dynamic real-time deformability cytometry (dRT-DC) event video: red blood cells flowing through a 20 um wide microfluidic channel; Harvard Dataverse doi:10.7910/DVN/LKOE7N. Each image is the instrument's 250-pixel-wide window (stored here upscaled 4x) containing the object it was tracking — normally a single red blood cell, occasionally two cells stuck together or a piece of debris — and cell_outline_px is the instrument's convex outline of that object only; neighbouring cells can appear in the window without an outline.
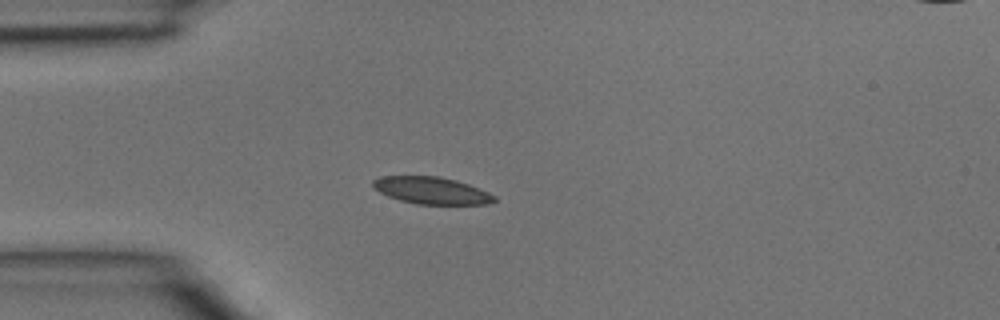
{"species": "common noctule bat (a hibernating species)", "species_latin": "Nyctalus noctula", "temperature_condition": "room temperature", "stored_images_in_passage": 1, "camera_frame_rate_fps": 3000, "um_per_image_px": 0.085, "animal": {"sex": "male", "body_mass_g": 15.6}, "frame": {"image": 1, "passage_image": 1, "time_ms": 0.0, "image_size_px": [1000, 320], "cell_outline_px": [[496, 200], [488, 204], [416, 204], [400, 200], [388, 196], [372, 188], [372, 180], [380, 176], [440, 176], [456, 180], [468, 184], [488, 192], [496, 196]], "centroid_in_image_um": [36.65, 16.18], "position_along_channel_um": 48.3, "area_um2": 19.19}}